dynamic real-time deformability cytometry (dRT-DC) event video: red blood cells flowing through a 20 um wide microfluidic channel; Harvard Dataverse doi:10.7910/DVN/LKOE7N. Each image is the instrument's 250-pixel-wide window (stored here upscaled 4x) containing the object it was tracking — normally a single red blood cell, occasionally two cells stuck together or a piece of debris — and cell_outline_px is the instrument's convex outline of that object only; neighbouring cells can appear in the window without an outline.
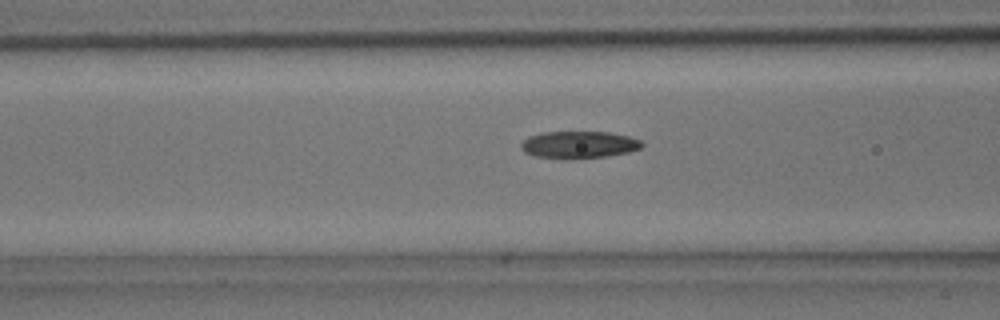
{"species": "common noctule bat (a hibernating species)", "species_latin": "Nyctalus noctula", "temperature_condition": "room temperature", "stored_images_in_passage": 5, "camera_frame_rate_fps": 3000, "um_per_image_px": 0.085, "animal": {"sex": "male", "body_mass_g": 15.6}, "frame": {"image": 1, "passage_image": 5, "time_ms": 1.333, "image_size_px": [1000, 320], "cell_outline_px": [[644, 144], [640, 148], [628, 152], [604, 156], [536, 156], [524, 152], [520, 148], [520, 144], [528, 136], [544, 132], [608, 132], [628, 136], [640, 140]], "centroid_in_image_um": [49.21, 12.25], "position_along_channel_um": 117.4, "area_um2": 18.21}}